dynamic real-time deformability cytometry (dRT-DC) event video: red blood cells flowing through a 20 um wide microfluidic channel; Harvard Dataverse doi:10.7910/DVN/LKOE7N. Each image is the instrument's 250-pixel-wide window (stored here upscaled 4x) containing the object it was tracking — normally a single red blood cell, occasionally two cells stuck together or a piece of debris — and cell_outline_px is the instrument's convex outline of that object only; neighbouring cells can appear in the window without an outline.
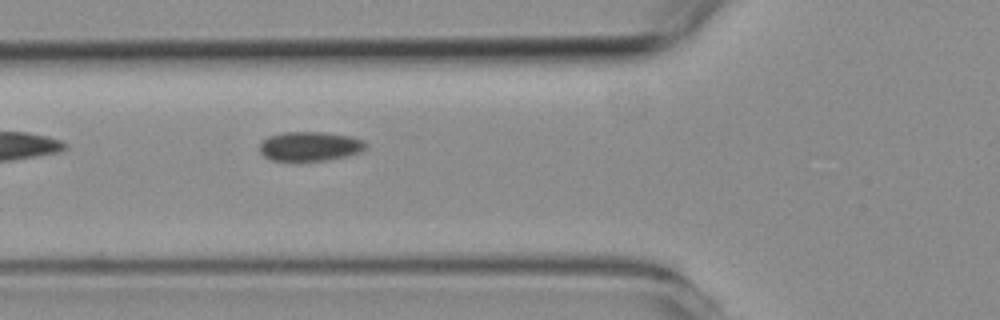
{"species": "common noctule bat (a hibernating species)", "species_latin": "Nyctalus noctula", "temperature_condition": "room temperature", "stored_images_in_passage": 2, "camera_frame_rate_fps": 3000, "um_per_image_px": 0.085, "animal": {"sex": "female", "body_mass_g": 19.3, "forearm_length_mm": 54.1}, "frame": {"image": 1, "passage_image": 2, "time_ms": 1.333, "image_size_px": [1000, 320], "cell_outline_px": [[368, 144], [360, 152], [348, 156], [328, 160], [272, 160], [264, 156], [260, 152], [260, 144], [268, 136], [284, 132], [324, 132], [352, 136], [364, 140]], "centroid_in_image_um": [26.38, 12.42], "position_along_channel_um": 99.4, "area_um2": 18.15}}